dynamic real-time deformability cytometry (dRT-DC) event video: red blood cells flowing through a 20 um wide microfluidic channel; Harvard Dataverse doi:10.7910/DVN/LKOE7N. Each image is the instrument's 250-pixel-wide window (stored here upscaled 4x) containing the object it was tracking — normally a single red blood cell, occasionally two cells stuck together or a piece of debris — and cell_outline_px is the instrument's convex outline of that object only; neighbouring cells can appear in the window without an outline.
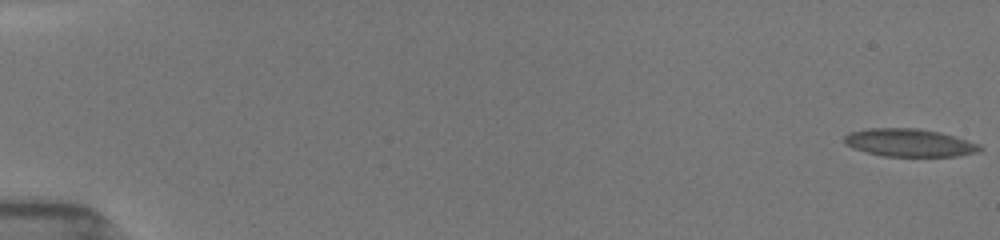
{"species": "common noctule bat (a hibernating species)", "species_latin": "Nyctalus noctula", "temperature_condition": "room temperature", "stored_images_in_passage": 5, "camera_frame_rate_fps": 3000, "um_per_image_px": 0.085, "animal": {"sex": "female", "body_mass_g": 19.5, "forearm_length_mm": 54.1}, "frame": {"image": 1, "passage_image": 1, "time_ms": 0.0, "image_size_px": [1000, 240], "cell_outline_px": [[984, 148], [976, 152], [956, 156], [884, 156], [852, 148], [844, 140], [844, 136], [852, 132], [868, 128], [916, 128], [936, 132], [952, 136], [980, 144]], "centroid_in_image_um": [77.29, 12.13], "position_along_channel_um": 7.7, "area_um2": 21.56}}